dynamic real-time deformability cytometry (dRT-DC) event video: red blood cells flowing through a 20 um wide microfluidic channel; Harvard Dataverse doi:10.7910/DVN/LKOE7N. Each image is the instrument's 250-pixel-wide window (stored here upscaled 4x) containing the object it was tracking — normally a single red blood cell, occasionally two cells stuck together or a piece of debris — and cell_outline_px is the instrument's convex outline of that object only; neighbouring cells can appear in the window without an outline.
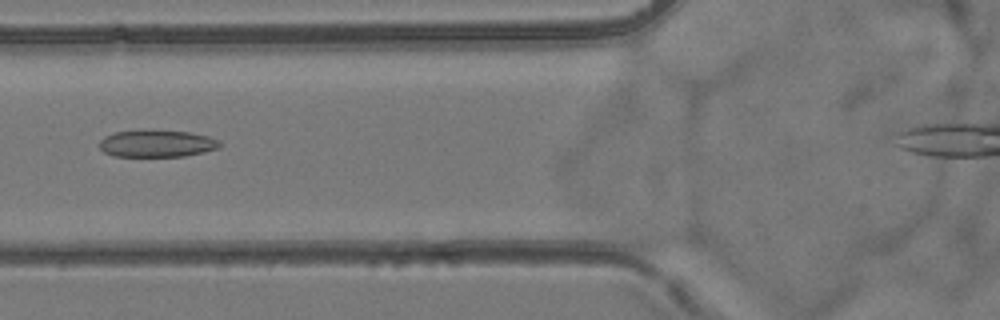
{"species": "common noctule bat (a hibernating species)", "species_latin": "Nyctalus noctula", "temperature_condition": "room temperature", "stored_images_in_passage": 5, "camera_frame_rate_fps": 3000, "um_per_image_px": 0.085, "animal": {"sex": "female", "body_mass_g": 24.6, "forearm_length_mm": 56.2}, "frame": {"image": 1, "passage_image": 4, "time_ms": 3.667, "image_size_px": [1000, 320], "cell_outline_px": [[220, 148], [204, 152], [184, 156], [112, 156], [104, 152], [100, 148], [100, 140], [104, 136], [116, 132], [140, 128], [188, 132], [208, 136], [220, 140]], "centroid_in_image_um": [13.32, 12.18], "position_along_channel_um": 112.5, "area_um2": 19.42}}
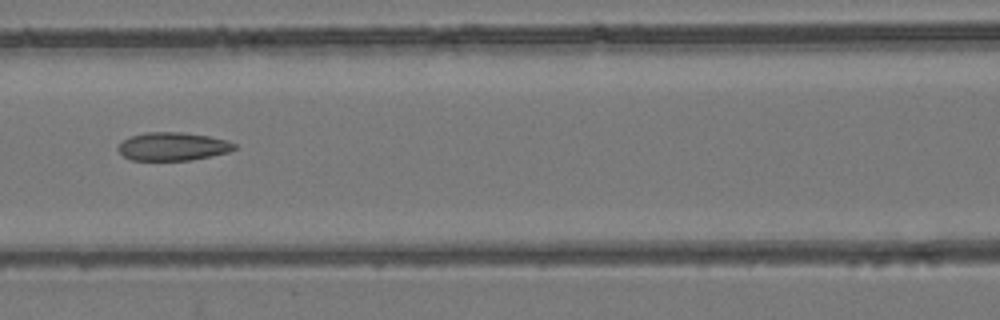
{"frame": {"image": 2, "passage_image": 5, "time_ms": 4.667, "image_size_px": [1000, 320], "cell_outline_px": [[236, 148], [228, 152], [192, 160], [132, 160], [124, 156], [116, 148], [124, 140], [132, 136], [144, 132], [184, 132], [208, 136], [228, 140], [236, 144]], "centroid_in_image_um": [14.7, 12.44], "position_along_channel_um": 151.9, "area_um2": 19.07}}